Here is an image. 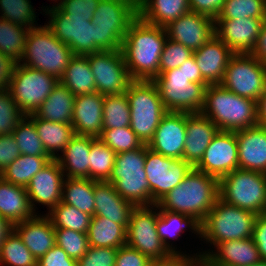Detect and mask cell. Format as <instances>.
I'll use <instances>...</instances> for the list:
<instances>
[{
  "label": "cell",
  "instance_id": "37",
  "mask_svg": "<svg viewBox=\"0 0 266 266\" xmlns=\"http://www.w3.org/2000/svg\"><path fill=\"white\" fill-rule=\"evenodd\" d=\"M94 180L65 177L61 202L94 216Z\"/></svg>",
  "mask_w": 266,
  "mask_h": 266
},
{
  "label": "cell",
  "instance_id": "51",
  "mask_svg": "<svg viewBox=\"0 0 266 266\" xmlns=\"http://www.w3.org/2000/svg\"><path fill=\"white\" fill-rule=\"evenodd\" d=\"M118 249L89 246L85 255L77 260V266H115Z\"/></svg>",
  "mask_w": 266,
  "mask_h": 266
},
{
  "label": "cell",
  "instance_id": "15",
  "mask_svg": "<svg viewBox=\"0 0 266 266\" xmlns=\"http://www.w3.org/2000/svg\"><path fill=\"white\" fill-rule=\"evenodd\" d=\"M193 167L183 159L165 157L146 144L145 172L149 182L151 205L157 204L178 186Z\"/></svg>",
  "mask_w": 266,
  "mask_h": 266
},
{
  "label": "cell",
  "instance_id": "41",
  "mask_svg": "<svg viewBox=\"0 0 266 266\" xmlns=\"http://www.w3.org/2000/svg\"><path fill=\"white\" fill-rule=\"evenodd\" d=\"M45 215L54 228L71 229L80 233H87L92 218L91 215L61 201Z\"/></svg>",
  "mask_w": 266,
  "mask_h": 266
},
{
  "label": "cell",
  "instance_id": "61",
  "mask_svg": "<svg viewBox=\"0 0 266 266\" xmlns=\"http://www.w3.org/2000/svg\"><path fill=\"white\" fill-rule=\"evenodd\" d=\"M251 54L262 64L266 65V21L261 28L257 42Z\"/></svg>",
  "mask_w": 266,
  "mask_h": 266
},
{
  "label": "cell",
  "instance_id": "56",
  "mask_svg": "<svg viewBox=\"0 0 266 266\" xmlns=\"http://www.w3.org/2000/svg\"><path fill=\"white\" fill-rule=\"evenodd\" d=\"M201 256L197 252L194 255L189 253H172L170 256L151 261L150 266H199Z\"/></svg>",
  "mask_w": 266,
  "mask_h": 266
},
{
  "label": "cell",
  "instance_id": "10",
  "mask_svg": "<svg viewBox=\"0 0 266 266\" xmlns=\"http://www.w3.org/2000/svg\"><path fill=\"white\" fill-rule=\"evenodd\" d=\"M219 198L241 209L266 213V173L235 169L219 179Z\"/></svg>",
  "mask_w": 266,
  "mask_h": 266
},
{
  "label": "cell",
  "instance_id": "66",
  "mask_svg": "<svg viewBox=\"0 0 266 266\" xmlns=\"http://www.w3.org/2000/svg\"><path fill=\"white\" fill-rule=\"evenodd\" d=\"M252 266H266V261L261 260L259 263L253 264Z\"/></svg>",
  "mask_w": 266,
  "mask_h": 266
},
{
  "label": "cell",
  "instance_id": "35",
  "mask_svg": "<svg viewBox=\"0 0 266 266\" xmlns=\"http://www.w3.org/2000/svg\"><path fill=\"white\" fill-rule=\"evenodd\" d=\"M59 81L75 96L97 92L87 56L74 55Z\"/></svg>",
  "mask_w": 266,
  "mask_h": 266
},
{
  "label": "cell",
  "instance_id": "3",
  "mask_svg": "<svg viewBox=\"0 0 266 266\" xmlns=\"http://www.w3.org/2000/svg\"><path fill=\"white\" fill-rule=\"evenodd\" d=\"M201 113L219 130L235 132L258 125L257 102L238 96L220 84L207 86Z\"/></svg>",
  "mask_w": 266,
  "mask_h": 266
},
{
  "label": "cell",
  "instance_id": "42",
  "mask_svg": "<svg viewBox=\"0 0 266 266\" xmlns=\"http://www.w3.org/2000/svg\"><path fill=\"white\" fill-rule=\"evenodd\" d=\"M13 137L21 154L32 156H49L34 126V113L24 115L13 131Z\"/></svg>",
  "mask_w": 266,
  "mask_h": 266
},
{
  "label": "cell",
  "instance_id": "21",
  "mask_svg": "<svg viewBox=\"0 0 266 266\" xmlns=\"http://www.w3.org/2000/svg\"><path fill=\"white\" fill-rule=\"evenodd\" d=\"M168 38L195 51L215 35L214 19L209 16L188 12L165 27Z\"/></svg>",
  "mask_w": 266,
  "mask_h": 266
},
{
  "label": "cell",
  "instance_id": "60",
  "mask_svg": "<svg viewBox=\"0 0 266 266\" xmlns=\"http://www.w3.org/2000/svg\"><path fill=\"white\" fill-rule=\"evenodd\" d=\"M184 65V73L188 80L193 83L208 84L202 77L200 69L198 68L194 55L182 63Z\"/></svg>",
  "mask_w": 266,
  "mask_h": 266
},
{
  "label": "cell",
  "instance_id": "45",
  "mask_svg": "<svg viewBox=\"0 0 266 266\" xmlns=\"http://www.w3.org/2000/svg\"><path fill=\"white\" fill-rule=\"evenodd\" d=\"M30 0H0V18L32 29L38 26L36 13ZM37 25V26H36Z\"/></svg>",
  "mask_w": 266,
  "mask_h": 266
},
{
  "label": "cell",
  "instance_id": "4",
  "mask_svg": "<svg viewBox=\"0 0 266 266\" xmlns=\"http://www.w3.org/2000/svg\"><path fill=\"white\" fill-rule=\"evenodd\" d=\"M258 215L229 204L219 197L201 223V241L215 246L217 243L252 238Z\"/></svg>",
  "mask_w": 266,
  "mask_h": 266
},
{
  "label": "cell",
  "instance_id": "43",
  "mask_svg": "<svg viewBox=\"0 0 266 266\" xmlns=\"http://www.w3.org/2000/svg\"><path fill=\"white\" fill-rule=\"evenodd\" d=\"M37 259L13 230L0 248V266H37Z\"/></svg>",
  "mask_w": 266,
  "mask_h": 266
},
{
  "label": "cell",
  "instance_id": "63",
  "mask_svg": "<svg viewBox=\"0 0 266 266\" xmlns=\"http://www.w3.org/2000/svg\"><path fill=\"white\" fill-rule=\"evenodd\" d=\"M14 230V225L0 216V248L2 243L5 241L6 237Z\"/></svg>",
  "mask_w": 266,
  "mask_h": 266
},
{
  "label": "cell",
  "instance_id": "14",
  "mask_svg": "<svg viewBox=\"0 0 266 266\" xmlns=\"http://www.w3.org/2000/svg\"><path fill=\"white\" fill-rule=\"evenodd\" d=\"M45 12L49 15L45 25L62 43L67 44L74 55L96 53V33L92 17H67L57 7Z\"/></svg>",
  "mask_w": 266,
  "mask_h": 266
},
{
  "label": "cell",
  "instance_id": "12",
  "mask_svg": "<svg viewBox=\"0 0 266 266\" xmlns=\"http://www.w3.org/2000/svg\"><path fill=\"white\" fill-rule=\"evenodd\" d=\"M220 85L238 96L257 102L266 89V65L251 53H234Z\"/></svg>",
  "mask_w": 266,
  "mask_h": 266
},
{
  "label": "cell",
  "instance_id": "26",
  "mask_svg": "<svg viewBox=\"0 0 266 266\" xmlns=\"http://www.w3.org/2000/svg\"><path fill=\"white\" fill-rule=\"evenodd\" d=\"M235 134L239 169L266 173V129L256 125Z\"/></svg>",
  "mask_w": 266,
  "mask_h": 266
},
{
  "label": "cell",
  "instance_id": "36",
  "mask_svg": "<svg viewBox=\"0 0 266 266\" xmlns=\"http://www.w3.org/2000/svg\"><path fill=\"white\" fill-rule=\"evenodd\" d=\"M87 238L89 246L118 249L126 245V229L108 218L93 216Z\"/></svg>",
  "mask_w": 266,
  "mask_h": 266
},
{
  "label": "cell",
  "instance_id": "8",
  "mask_svg": "<svg viewBox=\"0 0 266 266\" xmlns=\"http://www.w3.org/2000/svg\"><path fill=\"white\" fill-rule=\"evenodd\" d=\"M137 16V0H100L92 16L96 52L121 49L128 27Z\"/></svg>",
  "mask_w": 266,
  "mask_h": 266
},
{
  "label": "cell",
  "instance_id": "20",
  "mask_svg": "<svg viewBox=\"0 0 266 266\" xmlns=\"http://www.w3.org/2000/svg\"><path fill=\"white\" fill-rule=\"evenodd\" d=\"M266 19L214 20L215 35L234 53H251Z\"/></svg>",
  "mask_w": 266,
  "mask_h": 266
},
{
  "label": "cell",
  "instance_id": "17",
  "mask_svg": "<svg viewBox=\"0 0 266 266\" xmlns=\"http://www.w3.org/2000/svg\"><path fill=\"white\" fill-rule=\"evenodd\" d=\"M194 168L218 180L235 169H239L235 132L219 130Z\"/></svg>",
  "mask_w": 266,
  "mask_h": 266
},
{
  "label": "cell",
  "instance_id": "13",
  "mask_svg": "<svg viewBox=\"0 0 266 266\" xmlns=\"http://www.w3.org/2000/svg\"><path fill=\"white\" fill-rule=\"evenodd\" d=\"M158 216L159 207L156 204L135 207L126 228V245L140 251L151 261L172 254L158 236L156 229Z\"/></svg>",
  "mask_w": 266,
  "mask_h": 266
},
{
  "label": "cell",
  "instance_id": "7",
  "mask_svg": "<svg viewBox=\"0 0 266 266\" xmlns=\"http://www.w3.org/2000/svg\"><path fill=\"white\" fill-rule=\"evenodd\" d=\"M130 107V127L143 144L153 138L167 113L153 81L133 80L125 92Z\"/></svg>",
  "mask_w": 266,
  "mask_h": 266
},
{
  "label": "cell",
  "instance_id": "48",
  "mask_svg": "<svg viewBox=\"0 0 266 266\" xmlns=\"http://www.w3.org/2000/svg\"><path fill=\"white\" fill-rule=\"evenodd\" d=\"M56 244L60 246L69 257L79 260L89 247L87 233H80L71 229L55 228Z\"/></svg>",
  "mask_w": 266,
  "mask_h": 266
},
{
  "label": "cell",
  "instance_id": "18",
  "mask_svg": "<svg viewBox=\"0 0 266 266\" xmlns=\"http://www.w3.org/2000/svg\"><path fill=\"white\" fill-rule=\"evenodd\" d=\"M187 112H167L147 146L174 159H183L186 140Z\"/></svg>",
  "mask_w": 266,
  "mask_h": 266
},
{
  "label": "cell",
  "instance_id": "53",
  "mask_svg": "<svg viewBox=\"0 0 266 266\" xmlns=\"http://www.w3.org/2000/svg\"><path fill=\"white\" fill-rule=\"evenodd\" d=\"M151 260L140 251L124 245L118 248L115 266H150Z\"/></svg>",
  "mask_w": 266,
  "mask_h": 266
},
{
  "label": "cell",
  "instance_id": "1",
  "mask_svg": "<svg viewBox=\"0 0 266 266\" xmlns=\"http://www.w3.org/2000/svg\"><path fill=\"white\" fill-rule=\"evenodd\" d=\"M168 38L164 27L137 16L129 25L121 50L133 80L153 81L159 75L164 44Z\"/></svg>",
  "mask_w": 266,
  "mask_h": 266
},
{
  "label": "cell",
  "instance_id": "40",
  "mask_svg": "<svg viewBox=\"0 0 266 266\" xmlns=\"http://www.w3.org/2000/svg\"><path fill=\"white\" fill-rule=\"evenodd\" d=\"M30 29L0 18V52L19 63Z\"/></svg>",
  "mask_w": 266,
  "mask_h": 266
},
{
  "label": "cell",
  "instance_id": "30",
  "mask_svg": "<svg viewBox=\"0 0 266 266\" xmlns=\"http://www.w3.org/2000/svg\"><path fill=\"white\" fill-rule=\"evenodd\" d=\"M35 215L26 187L14 185L0 177V216L15 225Z\"/></svg>",
  "mask_w": 266,
  "mask_h": 266
},
{
  "label": "cell",
  "instance_id": "2",
  "mask_svg": "<svg viewBox=\"0 0 266 266\" xmlns=\"http://www.w3.org/2000/svg\"><path fill=\"white\" fill-rule=\"evenodd\" d=\"M219 180L195 168L156 205L159 209L193 216L201 223L219 197Z\"/></svg>",
  "mask_w": 266,
  "mask_h": 266
},
{
  "label": "cell",
  "instance_id": "6",
  "mask_svg": "<svg viewBox=\"0 0 266 266\" xmlns=\"http://www.w3.org/2000/svg\"><path fill=\"white\" fill-rule=\"evenodd\" d=\"M74 56L70 47L58 40L46 25L30 29L20 64L60 79Z\"/></svg>",
  "mask_w": 266,
  "mask_h": 266
},
{
  "label": "cell",
  "instance_id": "28",
  "mask_svg": "<svg viewBox=\"0 0 266 266\" xmlns=\"http://www.w3.org/2000/svg\"><path fill=\"white\" fill-rule=\"evenodd\" d=\"M94 216L108 218L121 224L125 229L135 206L123 199L115 190V186L107 181H94Z\"/></svg>",
  "mask_w": 266,
  "mask_h": 266
},
{
  "label": "cell",
  "instance_id": "23",
  "mask_svg": "<svg viewBox=\"0 0 266 266\" xmlns=\"http://www.w3.org/2000/svg\"><path fill=\"white\" fill-rule=\"evenodd\" d=\"M104 96L98 92L76 95L72 126L77 135L99 138L103 131Z\"/></svg>",
  "mask_w": 266,
  "mask_h": 266
},
{
  "label": "cell",
  "instance_id": "27",
  "mask_svg": "<svg viewBox=\"0 0 266 266\" xmlns=\"http://www.w3.org/2000/svg\"><path fill=\"white\" fill-rule=\"evenodd\" d=\"M14 231L37 260L56 244L55 228L45 214L15 224Z\"/></svg>",
  "mask_w": 266,
  "mask_h": 266
},
{
  "label": "cell",
  "instance_id": "49",
  "mask_svg": "<svg viewBox=\"0 0 266 266\" xmlns=\"http://www.w3.org/2000/svg\"><path fill=\"white\" fill-rule=\"evenodd\" d=\"M24 114L9 89L0 90V135L13 134Z\"/></svg>",
  "mask_w": 266,
  "mask_h": 266
},
{
  "label": "cell",
  "instance_id": "50",
  "mask_svg": "<svg viewBox=\"0 0 266 266\" xmlns=\"http://www.w3.org/2000/svg\"><path fill=\"white\" fill-rule=\"evenodd\" d=\"M193 55V51L184 45L167 38L161 53L159 74L178 68Z\"/></svg>",
  "mask_w": 266,
  "mask_h": 266
},
{
  "label": "cell",
  "instance_id": "29",
  "mask_svg": "<svg viewBox=\"0 0 266 266\" xmlns=\"http://www.w3.org/2000/svg\"><path fill=\"white\" fill-rule=\"evenodd\" d=\"M91 149V136L75 134L70 143L55 159L65 177L89 178V153Z\"/></svg>",
  "mask_w": 266,
  "mask_h": 266
},
{
  "label": "cell",
  "instance_id": "59",
  "mask_svg": "<svg viewBox=\"0 0 266 266\" xmlns=\"http://www.w3.org/2000/svg\"><path fill=\"white\" fill-rule=\"evenodd\" d=\"M17 62L0 52V90L8 89Z\"/></svg>",
  "mask_w": 266,
  "mask_h": 266
},
{
  "label": "cell",
  "instance_id": "31",
  "mask_svg": "<svg viewBox=\"0 0 266 266\" xmlns=\"http://www.w3.org/2000/svg\"><path fill=\"white\" fill-rule=\"evenodd\" d=\"M138 16L160 27L190 12L189 0H137Z\"/></svg>",
  "mask_w": 266,
  "mask_h": 266
},
{
  "label": "cell",
  "instance_id": "57",
  "mask_svg": "<svg viewBox=\"0 0 266 266\" xmlns=\"http://www.w3.org/2000/svg\"><path fill=\"white\" fill-rule=\"evenodd\" d=\"M190 10L216 19L220 14L224 0H189Z\"/></svg>",
  "mask_w": 266,
  "mask_h": 266
},
{
  "label": "cell",
  "instance_id": "64",
  "mask_svg": "<svg viewBox=\"0 0 266 266\" xmlns=\"http://www.w3.org/2000/svg\"><path fill=\"white\" fill-rule=\"evenodd\" d=\"M52 1V0H51ZM53 1H55V4H52V7L49 5V7L48 6H46L45 7V9H44V7H43V12L44 11H46V10H48V9H50V8H56L59 4H60V2L62 1V0H59V2H58V0H53ZM56 2H57V4H56ZM47 8V9H46Z\"/></svg>",
  "mask_w": 266,
  "mask_h": 266
},
{
  "label": "cell",
  "instance_id": "5",
  "mask_svg": "<svg viewBox=\"0 0 266 266\" xmlns=\"http://www.w3.org/2000/svg\"><path fill=\"white\" fill-rule=\"evenodd\" d=\"M146 144L138 149L116 154L109 183L135 207L151 206V194L145 172Z\"/></svg>",
  "mask_w": 266,
  "mask_h": 266
},
{
  "label": "cell",
  "instance_id": "24",
  "mask_svg": "<svg viewBox=\"0 0 266 266\" xmlns=\"http://www.w3.org/2000/svg\"><path fill=\"white\" fill-rule=\"evenodd\" d=\"M234 52L216 35L211 37L193 55L203 79L209 85L220 84Z\"/></svg>",
  "mask_w": 266,
  "mask_h": 266
},
{
  "label": "cell",
  "instance_id": "39",
  "mask_svg": "<svg viewBox=\"0 0 266 266\" xmlns=\"http://www.w3.org/2000/svg\"><path fill=\"white\" fill-rule=\"evenodd\" d=\"M116 153L99 138L91 137L89 153V179L108 181L114 167Z\"/></svg>",
  "mask_w": 266,
  "mask_h": 266
},
{
  "label": "cell",
  "instance_id": "38",
  "mask_svg": "<svg viewBox=\"0 0 266 266\" xmlns=\"http://www.w3.org/2000/svg\"><path fill=\"white\" fill-rule=\"evenodd\" d=\"M52 158L21 154L1 173V177L14 185L26 187L30 180L43 169Z\"/></svg>",
  "mask_w": 266,
  "mask_h": 266
},
{
  "label": "cell",
  "instance_id": "44",
  "mask_svg": "<svg viewBox=\"0 0 266 266\" xmlns=\"http://www.w3.org/2000/svg\"><path fill=\"white\" fill-rule=\"evenodd\" d=\"M130 107L125 93L104 96L103 129L130 126Z\"/></svg>",
  "mask_w": 266,
  "mask_h": 266
},
{
  "label": "cell",
  "instance_id": "55",
  "mask_svg": "<svg viewBox=\"0 0 266 266\" xmlns=\"http://www.w3.org/2000/svg\"><path fill=\"white\" fill-rule=\"evenodd\" d=\"M37 266H77V260L69 257L60 246L55 244L37 261Z\"/></svg>",
  "mask_w": 266,
  "mask_h": 266
},
{
  "label": "cell",
  "instance_id": "52",
  "mask_svg": "<svg viewBox=\"0 0 266 266\" xmlns=\"http://www.w3.org/2000/svg\"><path fill=\"white\" fill-rule=\"evenodd\" d=\"M100 0H62L57 8L67 17H92Z\"/></svg>",
  "mask_w": 266,
  "mask_h": 266
},
{
  "label": "cell",
  "instance_id": "25",
  "mask_svg": "<svg viewBox=\"0 0 266 266\" xmlns=\"http://www.w3.org/2000/svg\"><path fill=\"white\" fill-rule=\"evenodd\" d=\"M218 131L219 128L201 112L187 113L183 160L194 168Z\"/></svg>",
  "mask_w": 266,
  "mask_h": 266
},
{
  "label": "cell",
  "instance_id": "32",
  "mask_svg": "<svg viewBox=\"0 0 266 266\" xmlns=\"http://www.w3.org/2000/svg\"><path fill=\"white\" fill-rule=\"evenodd\" d=\"M189 229L201 238V222L193 216L159 209L156 229L158 236L171 253H183L172 245L174 239L178 240L181 233ZM178 238V239H177ZM171 239V240H170ZM171 242V243H170ZM171 244V245H170Z\"/></svg>",
  "mask_w": 266,
  "mask_h": 266
},
{
  "label": "cell",
  "instance_id": "46",
  "mask_svg": "<svg viewBox=\"0 0 266 266\" xmlns=\"http://www.w3.org/2000/svg\"><path fill=\"white\" fill-rule=\"evenodd\" d=\"M238 18L266 19V0H224L223 8L215 20Z\"/></svg>",
  "mask_w": 266,
  "mask_h": 266
},
{
  "label": "cell",
  "instance_id": "34",
  "mask_svg": "<svg viewBox=\"0 0 266 266\" xmlns=\"http://www.w3.org/2000/svg\"><path fill=\"white\" fill-rule=\"evenodd\" d=\"M34 126L46 153L56 159L75 135L72 124L42 120L34 114Z\"/></svg>",
  "mask_w": 266,
  "mask_h": 266
},
{
  "label": "cell",
  "instance_id": "19",
  "mask_svg": "<svg viewBox=\"0 0 266 266\" xmlns=\"http://www.w3.org/2000/svg\"><path fill=\"white\" fill-rule=\"evenodd\" d=\"M64 179L65 175L55 159L33 176L26 186V191L36 215L37 203L45 205L49 213L61 201Z\"/></svg>",
  "mask_w": 266,
  "mask_h": 266
},
{
  "label": "cell",
  "instance_id": "62",
  "mask_svg": "<svg viewBox=\"0 0 266 266\" xmlns=\"http://www.w3.org/2000/svg\"><path fill=\"white\" fill-rule=\"evenodd\" d=\"M258 125L266 129V89L257 101Z\"/></svg>",
  "mask_w": 266,
  "mask_h": 266
},
{
  "label": "cell",
  "instance_id": "54",
  "mask_svg": "<svg viewBox=\"0 0 266 266\" xmlns=\"http://www.w3.org/2000/svg\"><path fill=\"white\" fill-rule=\"evenodd\" d=\"M20 155L13 134L0 135V173Z\"/></svg>",
  "mask_w": 266,
  "mask_h": 266
},
{
  "label": "cell",
  "instance_id": "11",
  "mask_svg": "<svg viewBox=\"0 0 266 266\" xmlns=\"http://www.w3.org/2000/svg\"><path fill=\"white\" fill-rule=\"evenodd\" d=\"M58 82L51 74L17 63L8 89L19 110L29 115L36 112Z\"/></svg>",
  "mask_w": 266,
  "mask_h": 266
},
{
  "label": "cell",
  "instance_id": "65",
  "mask_svg": "<svg viewBox=\"0 0 266 266\" xmlns=\"http://www.w3.org/2000/svg\"><path fill=\"white\" fill-rule=\"evenodd\" d=\"M199 266H212L205 258H201Z\"/></svg>",
  "mask_w": 266,
  "mask_h": 266
},
{
  "label": "cell",
  "instance_id": "9",
  "mask_svg": "<svg viewBox=\"0 0 266 266\" xmlns=\"http://www.w3.org/2000/svg\"><path fill=\"white\" fill-rule=\"evenodd\" d=\"M153 82L167 112L200 113L209 84L193 83L184 73V65L160 73Z\"/></svg>",
  "mask_w": 266,
  "mask_h": 266
},
{
  "label": "cell",
  "instance_id": "22",
  "mask_svg": "<svg viewBox=\"0 0 266 266\" xmlns=\"http://www.w3.org/2000/svg\"><path fill=\"white\" fill-rule=\"evenodd\" d=\"M213 249L198 252L201 258H205L212 266H252L261 261L252 238L217 243Z\"/></svg>",
  "mask_w": 266,
  "mask_h": 266
},
{
  "label": "cell",
  "instance_id": "47",
  "mask_svg": "<svg viewBox=\"0 0 266 266\" xmlns=\"http://www.w3.org/2000/svg\"><path fill=\"white\" fill-rule=\"evenodd\" d=\"M99 139L116 154L132 151L143 145L130 126L103 129Z\"/></svg>",
  "mask_w": 266,
  "mask_h": 266
},
{
  "label": "cell",
  "instance_id": "58",
  "mask_svg": "<svg viewBox=\"0 0 266 266\" xmlns=\"http://www.w3.org/2000/svg\"><path fill=\"white\" fill-rule=\"evenodd\" d=\"M252 239L258 248L260 259L266 261V213L256 217Z\"/></svg>",
  "mask_w": 266,
  "mask_h": 266
},
{
  "label": "cell",
  "instance_id": "16",
  "mask_svg": "<svg viewBox=\"0 0 266 266\" xmlns=\"http://www.w3.org/2000/svg\"><path fill=\"white\" fill-rule=\"evenodd\" d=\"M95 78L96 91L103 96L123 94L133 81L121 49L86 55Z\"/></svg>",
  "mask_w": 266,
  "mask_h": 266
},
{
  "label": "cell",
  "instance_id": "33",
  "mask_svg": "<svg viewBox=\"0 0 266 266\" xmlns=\"http://www.w3.org/2000/svg\"><path fill=\"white\" fill-rule=\"evenodd\" d=\"M75 95L60 81L34 113L42 120L71 124Z\"/></svg>",
  "mask_w": 266,
  "mask_h": 266
}]
</instances>
